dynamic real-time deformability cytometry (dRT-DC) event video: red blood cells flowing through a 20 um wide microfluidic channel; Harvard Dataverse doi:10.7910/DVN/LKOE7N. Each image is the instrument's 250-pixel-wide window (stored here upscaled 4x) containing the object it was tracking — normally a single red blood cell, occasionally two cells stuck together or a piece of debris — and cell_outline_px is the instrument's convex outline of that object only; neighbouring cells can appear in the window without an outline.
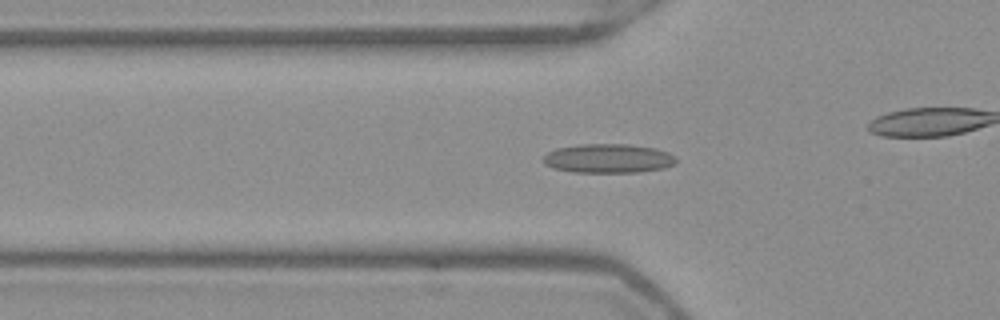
{"species": "Egyptian fruit bat (a non-hibernating species)", "species_latin": "Rousettus aegyptiacus", "temperature_condition": "warm", "stored_images_in_passage": 54, "camera_frame_rate_fps": 3000, "um_per_image_px": 0.085, "frame": {"image": 1, "passage_image": 19, "time_ms": 6.0, "image_size_px": [1000, 320], "cell_outline_px": [[676, 164], [664, 168], [640, 172], [572, 172], [552, 168], [544, 164], [544, 156], [548, 152], [556, 148], [580, 144], [628, 144], [656, 148], [668, 152], [676, 156]], "centroid_in_image_um": [51.72, 13.46], "position_along_channel_um": 74.1, "area_um2": 22.72}}
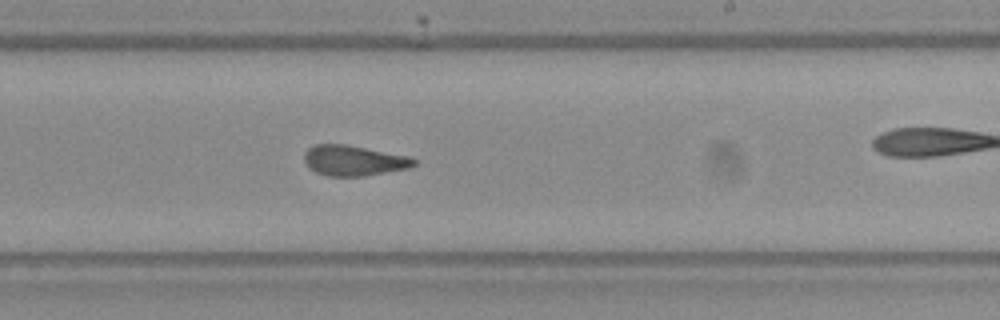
{"frame": {"image": 2, "passage_image": 33, "time_ms": 10.667, "image_size_px": [1000, 320], "cell_outline_px": [[416, 164], [408, 168], [364, 176], [328, 176], [316, 172], [308, 168], [304, 160], [304, 152], [308, 148], [316, 144], [348, 144], [412, 156], [416, 160]], "centroid_in_image_um": [30.07, 13.63], "position_along_channel_um": 258.9, "area_um2": 19.71}}
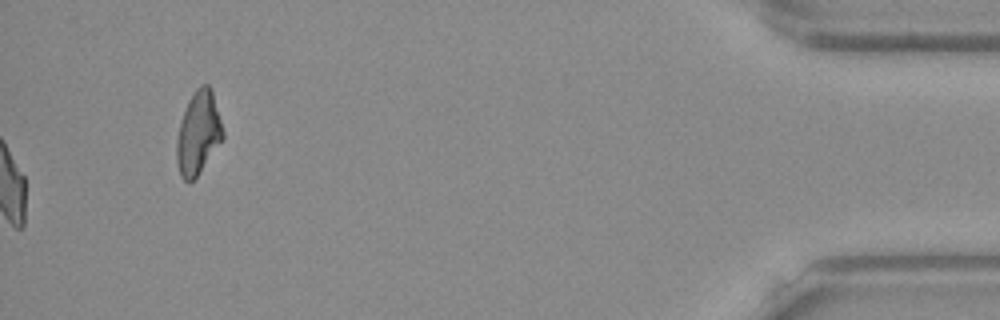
{"frame": {"image": 3, "passage_image": 54, "time_ms": 17.667, "image_size_px": [1000, 320], "cell_outline_px": [[224, 140], [200, 172], [188, 184], [180, 176], [176, 160], [176, 140], [180, 124], [188, 100], [196, 88], [200, 84], [208, 84], [212, 92], [224, 132]], "centroid_in_image_um": [16.85, 11.34], "position_along_channel_um": 418.3, "area_um2": 22.43}, "authors_computed_cell_mechanics": {"area_um2": 20.2878, "velocity_mm_per_s": 3.9437, "shape_relaxation_time_tau1_ms": null, "shape_relaxation_time_tau2_ms": 1.4249, "deformation_change_tau1": null, "deformation_change_tau2": 0.082}}